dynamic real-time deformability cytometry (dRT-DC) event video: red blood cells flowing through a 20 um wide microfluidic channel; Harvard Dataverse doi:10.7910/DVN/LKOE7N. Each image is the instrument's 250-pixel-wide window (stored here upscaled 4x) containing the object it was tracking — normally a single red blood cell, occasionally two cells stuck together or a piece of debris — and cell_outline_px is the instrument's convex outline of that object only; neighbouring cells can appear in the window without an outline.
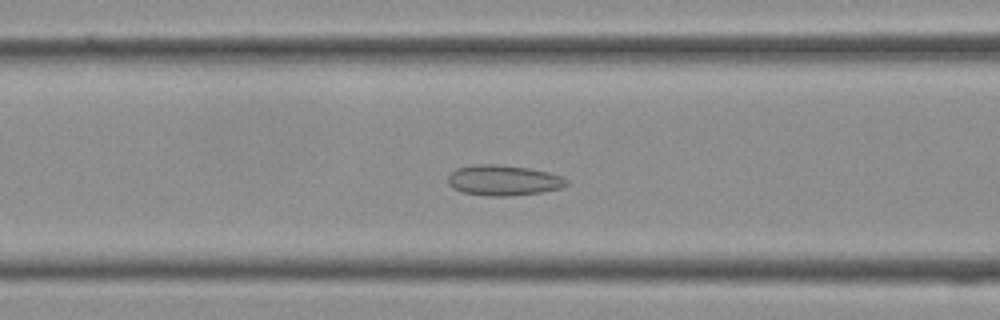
{"species": "Egyptian fruit bat (a non-hibernating species)", "species_latin": "Rousettus aegyptiacus", "temperature_condition": "cold", "stored_images_in_passage": 38, "camera_frame_rate_fps": 3000, "um_per_image_px": 0.085, "frame": {"image": 1, "passage_image": 15, "time_ms": 4.667, "image_size_px": [1000, 320], "cell_outline_px": [[568, 184], [560, 188], [540, 192], [512, 196], [484, 196], [464, 192], [452, 188], [448, 184], [448, 176], [456, 168], [472, 164], [500, 164], [528, 168], [548, 172], [560, 176], [568, 180]], "centroid_in_image_um": [42.76, 15.32], "position_along_channel_um": 123.8, "area_um2": 21.15}}
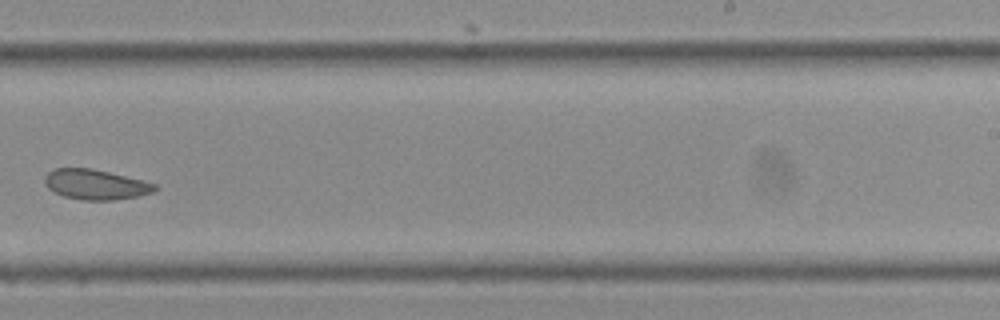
{"frame": {"image": 2, "passage_image": 24, "time_ms": 7.667, "image_size_px": [1000, 320], "cell_outline_px": [[156, 188], [152, 192], [136, 196], [112, 200], [80, 200], [64, 196], [48, 188], [44, 180], [44, 176], [52, 168], [92, 168], [156, 184]], "centroid_in_image_um": [8.06, 15.67], "position_along_channel_um": 280.9, "area_um2": 19.02}}
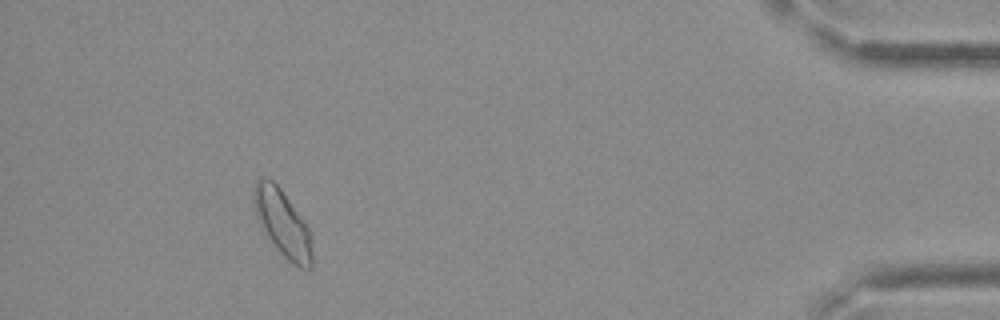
{"frame": {"image": 3, "passage_image": 35, "time_ms": 11.333, "image_size_px": [1000, 320], "cell_outline_px": [[312, 268], [300, 268], [292, 264], [280, 252], [268, 236], [260, 224], [256, 216], [252, 200], [252, 188], [256, 180], [260, 176], [264, 176], [272, 180], [280, 188], [304, 220], [312, 236]], "centroid_in_image_um": [24.01, 18.93], "position_along_channel_um": 411.2, "area_um2": 22.77}}